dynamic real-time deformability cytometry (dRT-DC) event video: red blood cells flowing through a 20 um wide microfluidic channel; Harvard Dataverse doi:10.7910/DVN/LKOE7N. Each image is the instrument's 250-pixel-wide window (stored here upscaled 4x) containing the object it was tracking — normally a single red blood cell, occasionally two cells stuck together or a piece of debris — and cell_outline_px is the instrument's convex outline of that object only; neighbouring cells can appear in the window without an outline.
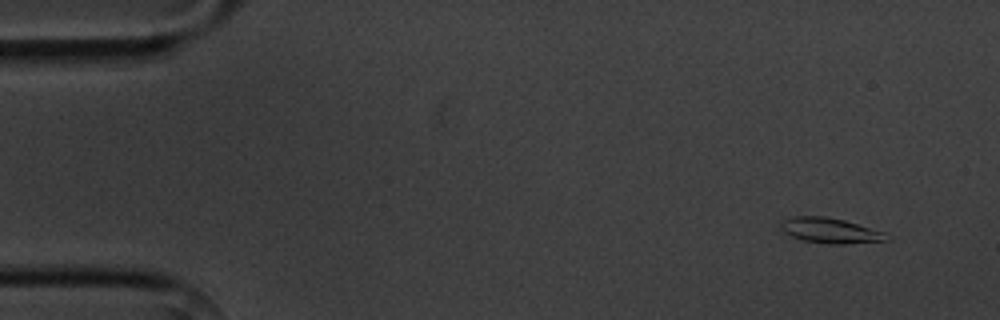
{"species": "common noctule bat (a hibernating species)", "species_latin": "Nyctalus noctula", "temperature_condition": "cold", "stored_images_in_passage": 8, "camera_frame_rate_fps": 3000, "um_per_image_px": 0.085, "animal": {"sex": "male", "body_mass_g": 20.1, "forearm_length_mm": 53.5}, "frame": {"image": 1, "passage_image": 1, "time_ms": 0.0, "image_size_px": [1000, 320], "cell_outline_px": [[892, 240], [844, 244], [828, 244], [800, 240], [784, 232], [780, 228], [780, 224], [784, 220], [792, 216], [824, 216], [844, 220], [884, 232], [892, 236]], "centroid_in_image_um": [70.6, 19.61], "position_along_channel_um": 14.4, "area_um2": 15.72}}
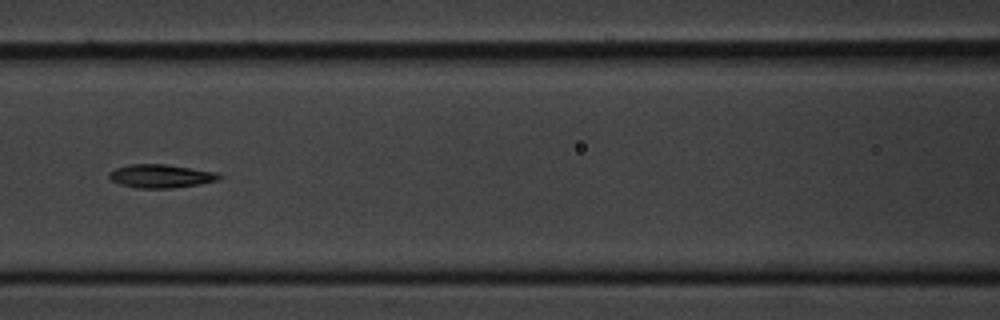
{"frame": {"image": 2, "passage_image": 6, "time_ms": 6.667, "image_size_px": [1000, 320], "cell_outline_px": [[224, 176], [220, 180], [200, 184], [172, 188], [140, 188], [120, 184], [112, 180], [108, 176], [108, 172], [116, 168], [128, 164], [164, 164], [216, 172]], "centroid_in_image_um": [13.69, 14.96], "position_along_channel_um": 152.9, "area_um2": 15.03}}
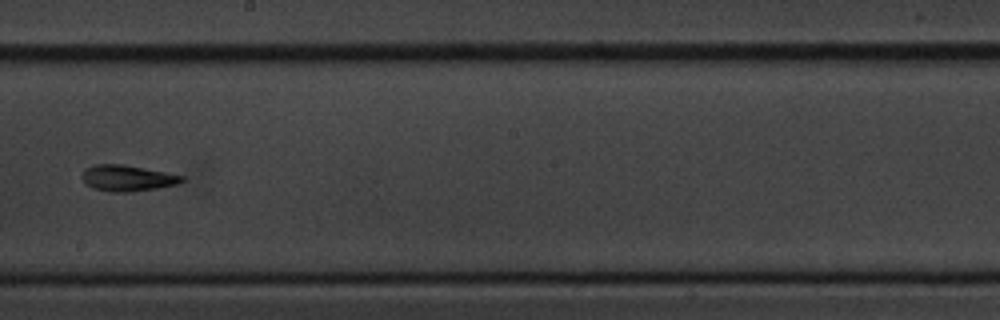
{"frame": {"image": 3, "passage_image": 8, "time_ms": 9.0, "image_size_px": [1000, 320], "cell_outline_px": [[184, 180], [176, 184], [156, 188], [132, 192], [112, 192], [92, 188], [80, 176], [84, 168], [96, 164], [124, 164], [184, 176]], "centroid_in_image_um": [10.78, 15.13], "position_along_channel_um": 237.4, "area_um2": 15.09}}